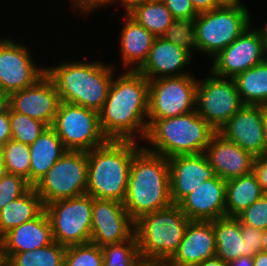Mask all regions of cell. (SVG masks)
Masks as SVG:
<instances>
[{"mask_svg":"<svg viewBox=\"0 0 267 266\" xmlns=\"http://www.w3.org/2000/svg\"><path fill=\"white\" fill-rule=\"evenodd\" d=\"M149 80L138 71H127L112 80L99 111V123L107 139H145L148 131ZM145 118V119H144ZM139 134H137V133ZM136 134V135H135Z\"/></svg>","mask_w":267,"mask_h":266,"instance_id":"obj_1","label":"cell"},{"mask_svg":"<svg viewBox=\"0 0 267 266\" xmlns=\"http://www.w3.org/2000/svg\"><path fill=\"white\" fill-rule=\"evenodd\" d=\"M171 204L168 159L142 147L131 161L128 188L123 202L127 213L135 221L142 215Z\"/></svg>","mask_w":267,"mask_h":266,"instance_id":"obj_2","label":"cell"},{"mask_svg":"<svg viewBox=\"0 0 267 266\" xmlns=\"http://www.w3.org/2000/svg\"><path fill=\"white\" fill-rule=\"evenodd\" d=\"M140 146V147H139ZM143 146L133 140L108 139L87 152V191L92 198L124 202L133 156Z\"/></svg>","mask_w":267,"mask_h":266,"instance_id":"obj_3","label":"cell"},{"mask_svg":"<svg viewBox=\"0 0 267 266\" xmlns=\"http://www.w3.org/2000/svg\"><path fill=\"white\" fill-rule=\"evenodd\" d=\"M60 100L99 112L113 80V67L100 62H66L46 67Z\"/></svg>","mask_w":267,"mask_h":266,"instance_id":"obj_4","label":"cell"},{"mask_svg":"<svg viewBox=\"0 0 267 266\" xmlns=\"http://www.w3.org/2000/svg\"><path fill=\"white\" fill-rule=\"evenodd\" d=\"M217 131L196 110L164 119H156L149 127L144 148L170 158L176 155L204 153ZM153 146V148H152Z\"/></svg>","mask_w":267,"mask_h":266,"instance_id":"obj_5","label":"cell"},{"mask_svg":"<svg viewBox=\"0 0 267 266\" xmlns=\"http://www.w3.org/2000/svg\"><path fill=\"white\" fill-rule=\"evenodd\" d=\"M189 222L178 204L135 220L134 233L142 260L168 261L178 250Z\"/></svg>","mask_w":267,"mask_h":266,"instance_id":"obj_6","label":"cell"},{"mask_svg":"<svg viewBox=\"0 0 267 266\" xmlns=\"http://www.w3.org/2000/svg\"><path fill=\"white\" fill-rule=\"evenodd\" d=\"M250 14L242 6H220L195 18L197 50L215 57L249 26Z\"/></svg>","mask_w":267,"mask_h":266,"instance_id":"obj_7","label":"cell"},{"mask_svg":"<svg viewBox=\"0 0 267 266\" xmlns=\"http://www.w3.org/2000/svg\"><path fill=\"white\" fill-rule=\"evenodd\" d=\"M92 205L93 198L89 194L46 204L44 211L49 219L54 241L66 247L89 243Z\"/></svg>","mask_w":267,"mask_h":266,"instance_id":"obj_8","label":"cell"},{"mask_svg":"<svg viewBox=\"0 0 267 266\" xmlns=\"http://www.w3.org/2000/svg\"><path fill=\"white\" fill-rule=\"evenodd\" d=\"M87 152H67L34 186L44 206L50 202L77 197L87 191Z\"/></svg>","mask_w":267,"mask_h":266,"instance_id":"obj_9","label":"cell"},{"mask_svg":"<svg viewBox=\"0 0 267 266\" xmlns=\"http://www.w3.org/2000/svg\"><path fill=\"white\" fill-rule=\"evenodd\" d=\"M51 128L71 151L88 152L108 140L100 128L99 112L63 101Z\"/></svg>","mask_w":267,"mask_h":266,"instance_id":"obj_10","label":"cell"},{"mask_svg":"<svg viewBox=\"0 0 267 266\" xmlns=\"http://www.w3.org/2000/svg\"><path fill=\"white\" fill-rule=\"evenodd\" d=\"M197 82L192 75L149 80L148 127L156 119L176 117L194 111Z\"/></svg>","mask_w":267,"mask_h":266,"instance_id":"obj_11","label":"cell"},{"mask_svg":"<svg viewBox=\"0 0 267 266\" xmlns=\"http://www.w3.org/2000/svg\"><path fill=\"white\" fill-rule=\"evenodd\" d=\"M210 74L197 82L195 110L218 132L244 104L233 78Z\"/></svg>","mask_w":267,"mask_h":266,"instance_id":"obj_12","label":"cell"},{"mask_svg":"<svg viewBox=\"0 0 267 266\" xmlns=\"http://www.w3.org/2000/svg\"><path fill=\"white\" fill-rule=\"evenodd\" d=\"M30 50L9 39H0V89L11 94L34 85L46 74V67L37 68Z\"/></svg>","mask_w":267,"mask_h":266,"instance_id":"obj_13","label":"cell"},{"mask_svg":"<svg viewBox=\"0 0 267 266\" xmlns=\"http://www.w3.org/2000/svg\"><path fill=\"white\" fill-rule=\"evenodd\" d=\"M135 221L123 203L93 198L90 242L100 247L129 239L134 234Z\"/></svg>","mask_w":267,"mask_h":266,"instance_id":"obj_14","label":"cell"},{"mask_svg":"<svg viewBox=\"0 0 267 266\" xmlns=\"http://www.w3.org/2000/svg\"><path fill=\"white\" fill-rule=\"evenodd\" d=\"M212 60L210 72L220 77L234 78L237 74L264 61L259 29L250 26Z\"/></svg>","mask_w":267,"mask_h":266,"instance_id":"obj_15","label":"cell"},{"mask_svg":"<svg viewBox=\"0 0 267 266\" xmlns=\"http://www.w3.org/2000/svg\"><path fill=\"white\" fill-rule=\"evenodd\" d=\"M267 107L243 105L218 131L254 157L264 155V124Z\"/></svg>","mask_w":267,"mask_h":266,"instance_id":"obj_16","label":"cell"},{"mask_svg":"<svg viewBox=\"0 0 267 266\" xmlns=\"http://www.w3.org/2000/svg\"><path fill=\"white\" fill-rule=\"evenodd\" d=\"M61 103L60 96L53 80L45 74L34 85L9 95V107L33 119L53 124Z\"/></svg>","mask_w":267,"mask_h":266,"instance_id":"obj_17","label":"cell"},{"mask_svg":"<svg viewBox=\"0 0 267 266\" xmlns=\"http://www.w3.org/2000/svg\"><path fill=\"white\" fill-rule=\"evenodd\" d=\"M167 159L173 204H178L203 182L216 177L205 153L176 155Z\"/></svg>","mask_w":267,"mask_h":266,"instance_id":"obj_18","label":"cell"},{"mask_svg":"<svg viewBox=\"0 0 267 266\" xmlns=\"http://www.w3.org/2000/svg\"><path fill=\"white\" fill-rule=\"evenodd\" d=\"M226 180L216 176L203 182L179 203L190 221H212L225 217Z\"/></svg>","mask_w":267,"mask_h":266,"instance_id":"obj_19","label":"cell"},{"mask_svg":"<svg viewBox=\"0 0 267 266\" xmlns=\"http://www.w3.org/2000/svg\"><path fill=\"white\" fill-rule=\"evenodd\" d=\"M204 153L216 176L221 179L229 180L253 171L255 157L218 132L213 135Z\"/></svg>","mask_w":267,"mask_h":266,"instance_id":"obj_20","label":"cell"},{"mask_svg":"<svg viewBox=\"0 0 267 266\" xmlns=\"http://www.w3.org/2000/svg\"><path fill=\"white\" fill-rule=\"evenodd\" d=\"M216 255L211 221H190L178 250L167 261L168 266H194Z\"/></svg>","mask_w":267,"mask_h":266,"instance_id":"obj_21","label":"cell"},{"mask_svg":"<svg viewBox=\"0 0 267 266\" xmlns=\"http://www.w3.org/2000/svg\"><path fill=\"white\" fill-rule=\"evenodd\" d=\"M191 56V53L186 49L162 37H156L148 58L138 72L148 80L189 75V73L181 72L180 69L191 62Z\"/></svg>","mask_w":267,"mask_h":266,"instance_id":"obj_22","label":"cell"},{"mask_svg":"<svg viewBox=\"0 0 267 266\" xmlns=\"http://www.w3.org/2000/svg\"><path fill=\"white\" fill-rule=\"evenodd\" d=\"M1 238L6 260L15 253L36 250L54 242L45 211L35 219L11 229Z\"/></svg>","mask_w":267,"mask_h":266,"instance_id":"obj_23","label":"cell"},{"mask_svg":"<svg viewBox=\"0 0 267 266\" xmlns=\"http://www.w3.org/2000/svg\"><path fill=\"white\" fill-rule=\"evenodd\" d=\"M125 15L126 22L120 35L122 62L129 66V71H138L148 58L156 37L127 12Z\"/></svg>","mask_w":267,"mask_h":266,"instance_id":"obj_24","label":"cell"},{"mask_svg":"<svg viewBox=\"0 0 267 266\" xmlns=\"http://www.w3.org/2000/svg\"><path fill=\"white\" fill-rule=\"evenodd\" d=\"M29 184L34 187L67 152L57 133L48 127L31 145Z\"/></svg>","mask_w":267,"mask_h":266,"instance_id":"obj_25","label":"cell"},{"mask_svg":"<svg viewBox=\"0 0 267 266\" xmlns=\"http://www.w3.org/2000/svg\"><path fill=\"white\" fill-rule=\"evenodd\" d=\"M216 243V256L231 263L247 256L246 240L242 239L241 222L237 217H221L211 221Z\"/></svg>","mask_w":267,"mask_h":266,"instance_id":"obj_26","label":"cell"},{"mask_svg":"<svg viewBox=\"0 0 267 266\" xmlns=\"http://www.w3.org/2000/svg\"><path fill=\"white\" fill-rule=\"evenodd\" d=\"M263 194L258 178L253 171L226 180L225 215L237 217Z\"/></svg>","mask_w":267,"mask_h":266,"instance_id":"obj_27","label":"cell"},{"mask_svg":"<svg viewBox=\"0 0 267 266\" xmlns=\"http://www.w3.org/2000/svg\"><path fill=\"white\" fill-rule=\"evenodd\" d=\"M44 211L42 199L31 187L24 195L9 202L0 210V237L11 229L31 221Z\"/></svg>","mask_w":267,"mask_h":266,"instance_id":"obj_28","label":"cell"},{"mask_svg":"<svg viewBox=\"0 0 267 266\" xmlns=\"http://www.w3.org/2000/svg\"><path fill=\"white\" fill-rule=\"evenodd\" d=\"M233 79L244 105L267 107L266 61L237 74Z\"/></svg>","mask_w":267,"mask_h":266,"instance_id":"obj_29","label":"cell"},{"mask_svg":"<svg viewBox=\"0 0 267 266\" xmlns=\"http://www.w3.org/2000/svg\"><path fill=\"white\" fill-rule=\"evenodd\" d=\"M126 12L155 37H162L173 21L163 1L145 0L134 4Z\"/></svg>","mask_w":267,"mask_h":266,"instance_id":"obj_30","label":"cell"},{"mask_svg":"<svg viewBox=\"0 0 267 266\" xmlns=\"http://www.w3.org/2000/svg\"><path fill=\"white\" fill-rule=\"evenodd\" d=\"M66 246L52 242L36 250L15 253L6 266H64Z\"/></svg>","mask_w":267,"mask_h":266,"instance_id":"obj_31","label":"cell"},{"mask_svg":"<svg viewBox=\"0 0 267 266\" xmlns=\"http://www.w3.org/2000/svg\"><path fill=\"white\" fill-rule=\"evenodd\" d=\"M101 249L103 266H138L143 261L135 233L129 239L104 245Z\"/></svg>","mask_w":267,"mask_h":266,"instance_id":"obj_32","label":"cell"},{"mask_svg":"<svg viewBox=\"0 0 267 266\" xmlns=\"http://www.w3.org/2000/svg\"><path fill=\"white\" fill-rule=\"evenodd\" d=\"M1 160L9 174L19 175L29 183V145L10 139L2 146Z\"/></svg>","mask_w":267,"mask_h":266,"instance_id":"obj_33","label":"cell"},{"mask_svg":"<svg viewBox=\"0 0 267 266\" xmlns=\"http://www.w3.org/2000/svg\"><path fill=\"white\" fill-rule=\"evenodd\" d=\"M11 139L31 145L49 126L9 107Z\"/></svg>","mask_w":267,"mask_h":266,"instance_id":"obj_34","label":"cell"},{"mask_svg":"<svg viewBox=\"0 0 267 266\" xmlns=\"http://www.w3.org/2000/svg\"><path fill=\"white\" fill-rule=\"evenodd\" d=\"M162 38L189 51L197 50L195 18L173 19Z\"/></svg>","mask_w":267,"mask_h":266,"instance_id":"obj_35","label":"cell"},{"mask_svg":"<svg viewBox=\"0 0 267 266\" xmlns=\"http://www.w3.org/2000/svg\"><path fill=\"white\" fill-rule=\"evenodd\" d=\"M64 266H103L102 249L91 242L67 246Z\"/></svg>","mask_w":267,"mask_h":266,"instance_id":"obj_36","label":"cell"},{"mask_svg":"<svg viewBox=\"0 0 267 266\" xmlns=\"http://www.w3.org/2000/svg\"><path fill=\"white\" fill-rule=\"evenodd\" d=\"M31 187L22 176L7 173L0 181V210L24 195Z\"/></svg>","mask_w":267,"mask_h":266,"instance_id":"obj_37","label":"cell"},{"mask_svg":"<svg viewBox=\"0 0 267 266\" xmlns=\"http://www.w3.org/2000/svg\"><path fill=\"white\" fill-rule=\"evenodd\" d=\"M243 225L258 228L262 231L267 229V194H263L250 207L237 216Z\"/></svg>","mask_w":267,"mask_h":266,"instance_id":"obj_38","label":"cell"},{"mask_svg":"<svg viewBox=\"0 0 267 266\" xmlns=\"http://www.w3.org/2000/svg\"><path fill=\"white\" fill-rule=\"evenodd\" d=\"M173 19H191L199 14L191 0H163Z\"/></svg>","mask_w":267,"mask_h":266,"instance_id":"obj_39","label":"cell"},{"mask_svg":"<svg viewBox=\"0 0 267 266\" xmlns=\"http://www.w3.org/2000/svg\"><path fill=\"white\" fill-rule=\"evenodd\" d=\"M241 235L242 239L246 240L247 256L254 257L262 251V230L241 223Z\"/></svg>","mask_w":267,"mask_h":266,"instance_id":"obj_40","label":"cell"},{"mask_svg":"<svg viewBox=\"0 0 267 266\" xmlns=\"http://www.w3.org/2000/svg\"><path fill=\"white\" fill-rule=\"evenodd\" d=\"M253 172L258 178L264 194H267V156L261 155L254 159Z\"/></svg>","mask_w":267,"mask_h":266,"instance_id":"obj_41","label":"cell"},{"mask_svg":"<svg viewBox=\"0 0 267 266\" xmlns=\"http://www.w3.org/2000/svg\"><path fill=\"white\" fill-rule=\"evenodd\" d=\"M111 3L112 0H73V7H75L76 10H81L84 14H88L90 11L100 6L102 7Z\"/></svg>","mask_w":267,"mask_h":266,"instance_id":"obj_42","label":"cell"},{"mask_svg":"<svg viewBox=\"0 0 267 266\" xmlns=\"http://www.w3.org/2000/svg\"><path fill=\"white\" fill-rule=\"evenodd\" d=\"M11 139V127L9 119V110L0 114V145L3 146Z\"/></svg>","mask_w":267,"mask_h":266,"instance_id":"obj_43","label":"cell"},{"mask_svg":"<svg viewBox=\"0 0 267 266\" xmlns=\"http://www.w3.org/2000/svg\"><path fill=\"white\" fill-rule=\"evenodd\" d=\"M195 10L198 13L211 11L220 7L217 0H191Z\"/></svg>","mask_w":267,"mask_h":266,"instance_id":"obj_44","label":"cell"},{"mask_svg":"<svg viewBox=\"0 0 267 266\" xmlns=\"http://www.w3.org/2000/svg\"><path fill=\"white\" fill-rule=\"evenodd\" d=\"M227 266H254L253 257L241 256L235 261L228 263Z\"/></svg>","mask_w":267,"mask_h":266,"instance_id":"obj_45","label":"cell"},{"mask_svg":"<svg viewBox=\"0 0 267 266\" xmlns=\"http://www.w3.org/2000/svg\"><path fill=\"white\" fill-rule=\"evenodd\" d=\"M194 266H227V263H225L223 260H221L219 257L215 255L213 258L206 259Z\"/></svg>","mask_w":267,"mask_h":266,"instance_id":"obj_46","label":"cell"},{"mask_svg":"<svg viewBox=\"0 0 267 266\" xmlns=\"http://www.w3.org/2000/svg\"><path fill=\"white\" fill-rule=\"evenodd\" d=\"M9 110V94L0 89V114Z\"/></svg>","mask_w":267,"mask_h":266,"instance_id":"obj_47","label":"cell"},{"mask_svg":"<svg viewBox=\"0 0 267 266\" xmlns=\"http://www.w3.org/2000/svg\"><path fill=\"white\" fill-rule=\"evenodd\" d=\"M262 38L263 58L267 62V23L259 30Z\"/></svg>","mask_w":267,"mask_h":266,"instance_id":"obj_48","label":"cell"},{"mask_svg":"<svg viewBox=\"0 0 267 266\" xmlns=\"http://www.w3.org/2000/svg\"><path fill=\"white\" fill-rule=\"evenodd\" d=\"M254 266H267V252L260 251L253 257Z\"/></svg>","mask_w":267,"mask_h":266,"instance_id":"obj_49","label":"cell"},{"mask_svg":"<svg viewBox=\"0 0 267 266\" xmlns=\"http://www.w3.org/2000/svg\"><path fill=\"white\" fill-rule=\"evenodd\" d=\"M117 1L122 3L123 7L126 9L125 11H128L134 4L143 2L145 0H112V4Z\"/></svg>","mask_w":267,"mask_h":266,"instance_id":"obj_50","label":"cell"},{"mask_svg":"<svg viewBox=\"0 0 267 266\" xmlns=\"http://www.w3.org/2000/svg\"><path fill=\"white\" fill-rule=\"evenodd\" d=\"M138 266H168L167 261H142Z\"/></svg>","mask_w":267,"mask_h":266,"instance_id":"obj_51","label":"cell"},{"mask_svg":"<svg viewBox=\"0 0 267 266\" xmlns=\"http://www.w3.org/2000/svg\"><path fill=\"white\" fill-rule=\"evenodd\" d=\"M220 6H242L240 0H217Z\"/></svg>","mask_w":267,"mask_h":266,"instance_id":"obj_52","label":"cell"},{"mask_svg":"<svg viewBox=\"0 0 267 266\" xmlns=\"http://www.w3.org/2000/svg\"><path fill=\"white\" fill-rule=\"evenodd\" d=\"M7 260L4 255L3 242L0 240V266H6Z\"/></svg>","mask_w":267,"mask_h":266,"instance_id":"obj_53","label":"cell"},{"mask_svg":"<svg viewBox=\"0 0 267 266\" xmlns=\"http://www.w3.org/2000/svg\"><path fill=\"white\" fill-rule=\"evenodd\" d=\"M264 155L267 156V114L264 124Z\"/></svg>","mask_w":267,"mask_h":266,"instance_id":"obj_54","label":"cell"},{"mask_svg":"<svg viewBox=\"0 0 267 266\" xmlns=\"http://www.w3.org/2000/svg\"><path fill=\"white\" fill-rule=\"evenodd\" d=\"M262 251L267 252V229L263 231Z\"/></svg>","mask_w":267,"mask_h":266,"instance_id":"obj_55","label":"cell"},{"mask_svg":"<svg viewBox=\"0 0 267 266\" xmlns=\"http://www.w3.org/2000/svg\"><path fill=\"white\" fill-rule=\"evenodd\" d=\"M7 169L4 165V163L2 162V160H0V181L3 179V177L7 174Z\"/></svg>","mask_w":267,"mask_h":266,"instance_id":"obj_56","label":"cell"},{"mask_svg":"<svg viewBox=\"0 0 267 266\" xmlns=\"http://www.w3.org/2000/svg\"><path fill=\"white\" fill-rule=\"evenodd\" d=\"M1 155H2V146L0 145V160H1Z\"/></svg>","mask_w":267,"mask_h":266,"instance_id":"obj_57","label":"cell"}]
</instances>
